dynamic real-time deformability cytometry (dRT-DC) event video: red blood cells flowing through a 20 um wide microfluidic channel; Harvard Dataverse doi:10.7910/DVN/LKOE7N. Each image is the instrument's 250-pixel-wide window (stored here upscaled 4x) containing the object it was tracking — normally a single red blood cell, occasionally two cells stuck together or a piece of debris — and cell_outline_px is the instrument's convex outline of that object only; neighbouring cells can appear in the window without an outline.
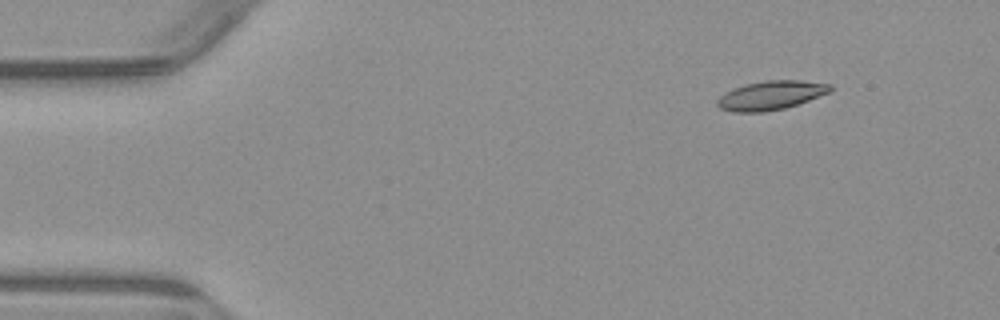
{"species": "common noctule bat (a hibernating species)", "species_latin": "Nyctalus noctula", "temperature_condition": "warm", "stored_images_in_passage": 5, "camera_frame_rate_fps": 3000, "um_per_image_px": 0.085, "animal": {"sex": "male", "body_mass_g": 23.1, "forearm_length_mm": 52.7}, "frame": {"image": 1, "passage_image": 2, "time_ms": 1.0, "image_size_px": [1000, 320], "cell_outline_px": [[832, 92], [784, 108], [764, 112], [732, 112], [720, 108], [716, 104], [716, 100], [724, 92], [732, 88], [744, 84], [764, 80], [800, 80], [832, 84]], "centroid_in_image_um": [65.5, 8.09], "position_along_channel_um": 19.5, "area_um2": 19.25}}
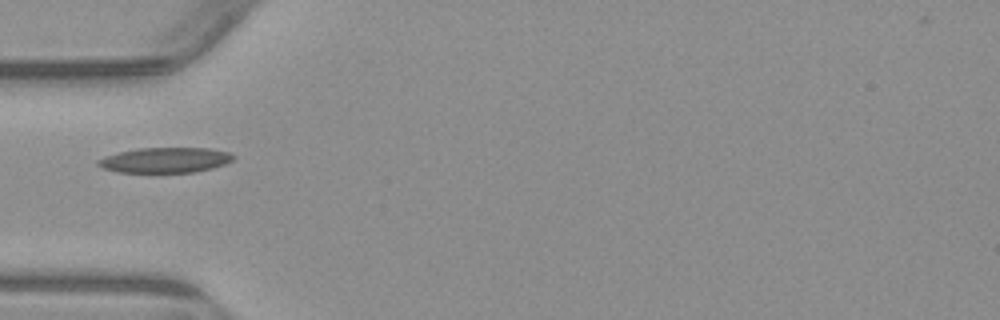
{"frame": {"image": 2, "passage_image": 5, "time_ms": 4.667, "image_size_px": [1000, 320], "cell_outline_px": [[236, 156], [232, 160], [224, 164], [212, 168], [192, 172], [116, 172], [104, 168], [96, 164], [96, 160], [104, 156], [120, 152], [140, 148], [208, 148], [228, 152]], "centroid_in_image_um": [14.02, 13.6], "position_along_channel_um": 71.0, "area_um2": 19.77}}